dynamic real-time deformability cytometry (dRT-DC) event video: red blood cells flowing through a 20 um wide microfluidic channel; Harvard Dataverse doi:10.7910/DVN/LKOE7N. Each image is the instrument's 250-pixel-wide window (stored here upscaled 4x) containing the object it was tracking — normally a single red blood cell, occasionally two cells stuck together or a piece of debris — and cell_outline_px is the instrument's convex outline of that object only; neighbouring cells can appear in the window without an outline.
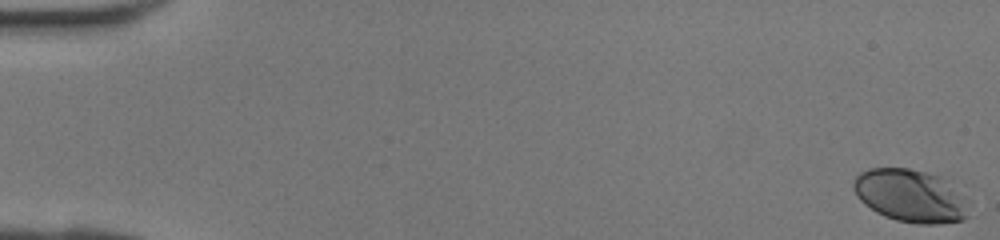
{"species": "human", "species_latin": "Homo sapiens", "temperature_condition": "room temperature", "stored_images_in_passage": 42, "camera_frame_rate_fps": 3000, "um_per_image_px": 0.085, "donor": {"sex": "female"}, "frame": {"image": 1, "passage_image": 1, "time_ms": 0.0, "image_size_px": [1000, 240], "cell_outline_px": [[972, 200], [968, 216], [964, 220], [940, 224], [916, 224], [896, 220], [884, 216], [876, 212], [864, 204], [856, 196], [852, 188], [852, 180], [860, 172], [868, 168], [908, 168], [940, 176], [968, 196]], "centroid_in_image_um": [77.45, 16.65], "position_along_channel_um": 7.6, "area_um2": 36.47}}
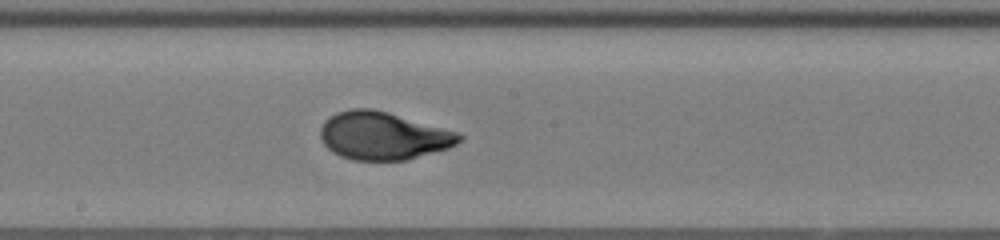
{"frame": {"image": 2, "passage_image": 24, "time_ms": 7.667, "image_size_px": [1000, 240], "cell_outline_px": [[464, 140], [448, 148], [404, 160], [352, 160], [340, 156], [332, 152], [320, 140], [320, 128], [324, 120], [328, 116], [336, 112], [352, 108], [372, 108], [388, 112], [456, 132], [464, 136]], "centroid_in_image_um": [32.51, 11.53], "position_along_channel_um": 215.7, "area_um2": 38.67}}
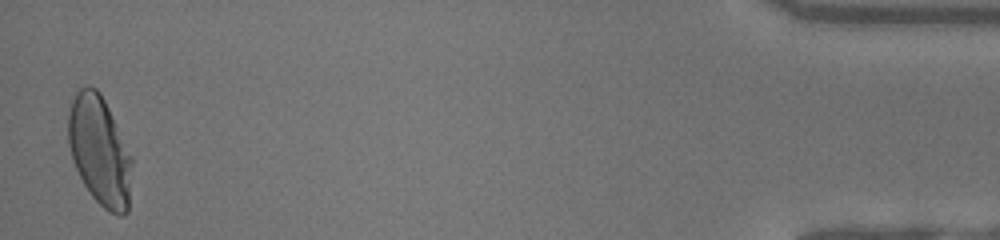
{"frame": {"image": 3, "passage_image": 42, "time_ms": 13.667, "image_size_px": [1000, 240], "cell_outline_px": [[132, 164], [128, 212], [120, 216], [108, 212], [92, 196], [84, 184], [72, 160], [68, 144], [68, 112], [72, 100], [76, 92], [80, 88], [88, 84], [96, 88], [100, 92], [132, 156]], "centroid_in_image_um": [8.46, 12.81], "position_along_channel_um": 426.7, "area_um2": 40.58}}